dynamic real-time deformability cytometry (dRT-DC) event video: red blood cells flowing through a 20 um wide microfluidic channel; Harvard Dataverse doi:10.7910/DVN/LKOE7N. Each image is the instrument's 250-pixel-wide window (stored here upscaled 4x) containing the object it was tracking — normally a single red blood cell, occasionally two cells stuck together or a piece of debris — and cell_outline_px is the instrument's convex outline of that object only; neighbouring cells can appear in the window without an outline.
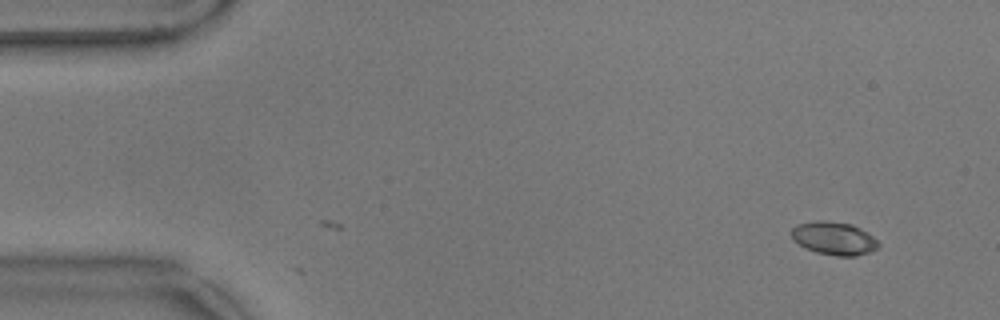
{"species": "common noctule bat (a hibernating species)", "species_latin": "Nyctalus noctula", "temperature_condition": "warm", "stored_images_in_passage": 6, "camera_frame_rate_fps": 3000, "um_per_image_px": 0.085, "animal": {"sex": "male", "body_mass_g": 17.9}, "frame": {"image": 1, "passage_image": 6, "time_ms": 1.667, "image_size_px": [1000, 320], "cell_outline_px": [[880, 244], [876, 248], [868, 252], [856, 256], [836, 256], [816, 252], [804, 248], [792, 240], [792, 228], [796, 224], [816, 220], [824, 220], [852, 224], [868, 232]], "centroid_in_image_um": [70.85, 20.25], "position_along_channel_um": 14.1, "area_um2": 16.88}}